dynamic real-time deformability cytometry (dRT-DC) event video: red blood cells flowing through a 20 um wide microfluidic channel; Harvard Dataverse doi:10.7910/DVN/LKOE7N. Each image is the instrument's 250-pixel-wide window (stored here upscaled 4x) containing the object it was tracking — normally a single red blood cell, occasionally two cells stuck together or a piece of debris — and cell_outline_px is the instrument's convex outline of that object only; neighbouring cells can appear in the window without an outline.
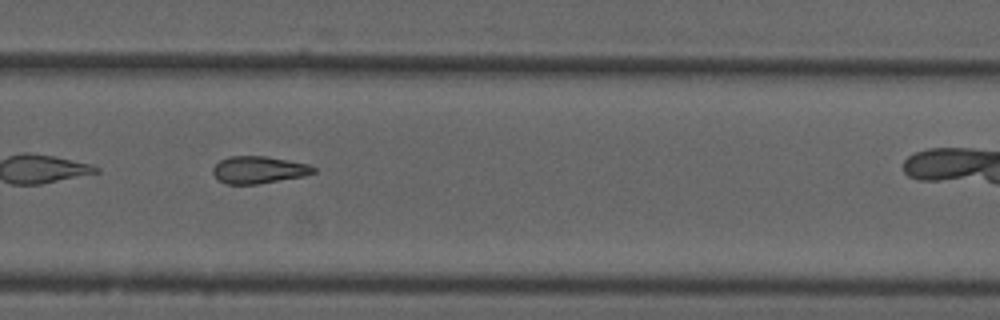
{"species": "common noctule bat (a hibernating species)", "species_latin": "Nyctalus noctula", "temperature_condition": "cold", "stored_images_in_passage": 29, "camera_frame_rate_fps": 3000, "um_per_image_px": 0.085, "animal": {"sex": "male", "forearm_length_mm": 52.5}, "frame": {"image": 1, "passage_image": 21, "time_ms": 6.667, "image_size_px": [1000, 320], "cell_outline_px": [[316, 172], [304, 176], [260, 184], [224, 184], [216, 180], [212, 172], [212, 168], [220, 160], [228, 156], [264, 156], [308, 164], [316, 168]], "centroid_in_image_um": [21.95, 14.45], "position_along_channel_um": 307.9, "area_um2": 16.13}}